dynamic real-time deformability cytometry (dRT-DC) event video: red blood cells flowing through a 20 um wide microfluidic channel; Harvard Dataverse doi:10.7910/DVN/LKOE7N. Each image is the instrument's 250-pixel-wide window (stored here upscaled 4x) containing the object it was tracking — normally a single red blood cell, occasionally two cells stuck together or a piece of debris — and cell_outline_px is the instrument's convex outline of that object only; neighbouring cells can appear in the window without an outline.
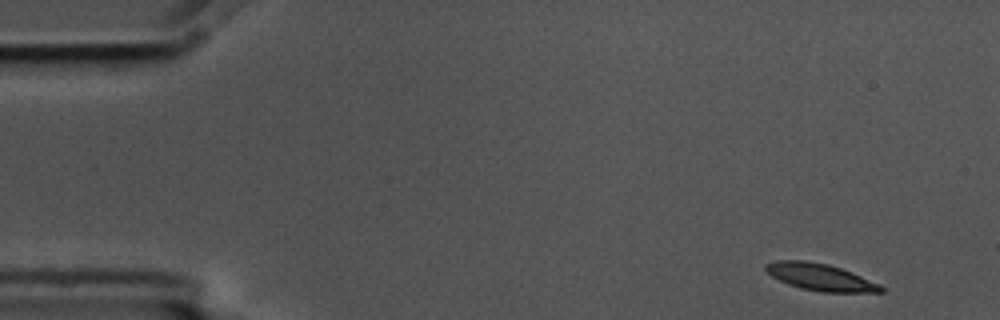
{"species": "common noctule bat (a hibernating species)", "species_latin": "Nyctalus noctula", "temperature_condition": "cold", "stored_images_in_passage": 3, "camera_frame_rate_fps": 3000, "um_per_image_px": 0.085, "animal": {"sex": "male", "body_mass_g": 17.5, "forearm_length_mm": 52.3}, "frame": {"image": 1, "passage_image": 1, "time_ms": 0.0, "image_size_px": [1000, 320], "cell_outline_px": [[884, 292], [820, 292], [800, 288], [788, 284], [772, 276], [764, 268], [764, 264], [780, 260], [804, 260], [828, 264], [852, 272], [880, 284], [884, 288]], "centroid_in_image_um": [69.73, 23.55], "position_along_channel_um": 15.3, "area_um2": 18.03}}
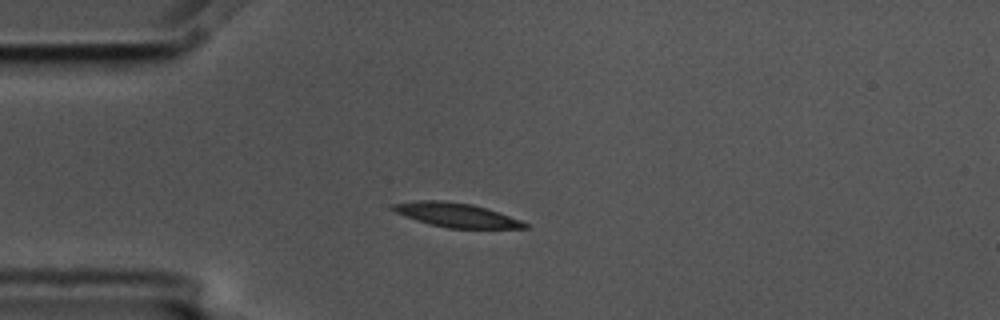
{"frame": {"image": 2, "passage_image": 3, "time_ms": 0.667, "image_size_px": [1000, 320], "cell_outline_px": [[528, 228], [448, 228], [428, 224], [404, 216], [388, 208], [392, 204], [420, 200], [444, 200], [472, 204], [520, 220], [528, 224]], "centroid_in_image_um": [38.71, 18.27], "position_along_channel_um": 46.3, "area_um2": 18.38}}